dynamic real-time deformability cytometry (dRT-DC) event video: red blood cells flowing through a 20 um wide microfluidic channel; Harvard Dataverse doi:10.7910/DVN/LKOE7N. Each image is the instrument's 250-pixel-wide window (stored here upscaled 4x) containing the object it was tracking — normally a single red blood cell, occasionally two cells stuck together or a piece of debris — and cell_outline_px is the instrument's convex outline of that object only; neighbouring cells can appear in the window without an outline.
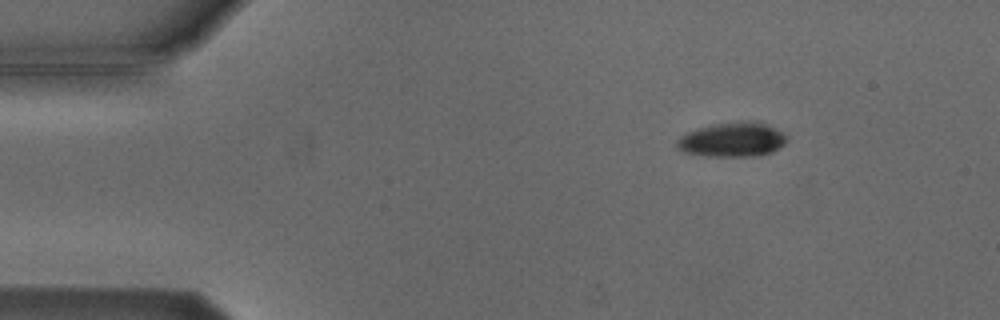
{"species": "Egyptian fruit bat (a non-hibernating species)", "species_latin": "Rousettus aegyptiacus", "temperature_condition": "cold", "stored_images_in_passage": 6, "camera_frame_rate_fps": 3000, "um_per_image_px": 0.085, "animal": {"sex": "male"}, "frame": {"image": 1, "passage_image": 3, "time_ms": 2.333, "image_size_px": [1000, 320], "cell_outline_px": [[788, 140], [784, 144], [772, 152], [760, 156], [708, 156], [684, 152], [676, 148], [676, 140], [680, 136], [696, 128], [712, 124], [748, 120], [756, 120], [788, 136]], "centroid_in_image_um": [62.23, 11.87], "position_along_channel_um": 22.8, "area_um2": 22.2}}
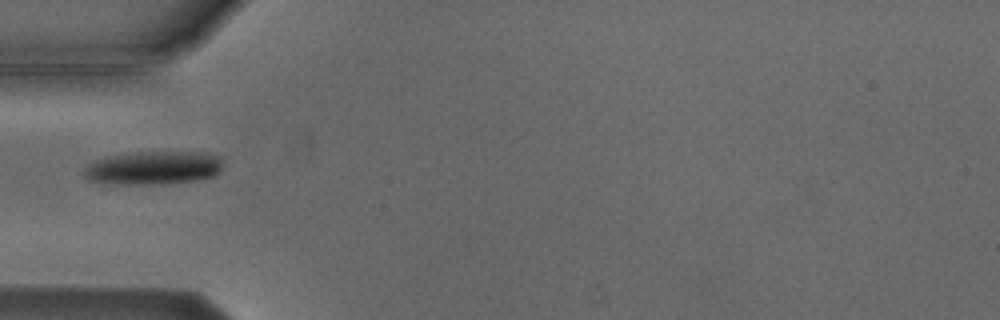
{"frame": {"image": 2, "passage_image": 6, "time_ms": 5.667, "image_size_px": [1000, 320], "cell_outline_px": [[220, 172], [212, 176], [196, 180], [164, 184], [112, 184], [88, 180], [80, 172], [88, 164], [96, 160], [108, 156], [136, 152], [204, 152], [220, 156]], "centroid_in_image_um": [12.99, 14.27], "position_along_channel_um": 72.0, "area_um2": 27.17}}